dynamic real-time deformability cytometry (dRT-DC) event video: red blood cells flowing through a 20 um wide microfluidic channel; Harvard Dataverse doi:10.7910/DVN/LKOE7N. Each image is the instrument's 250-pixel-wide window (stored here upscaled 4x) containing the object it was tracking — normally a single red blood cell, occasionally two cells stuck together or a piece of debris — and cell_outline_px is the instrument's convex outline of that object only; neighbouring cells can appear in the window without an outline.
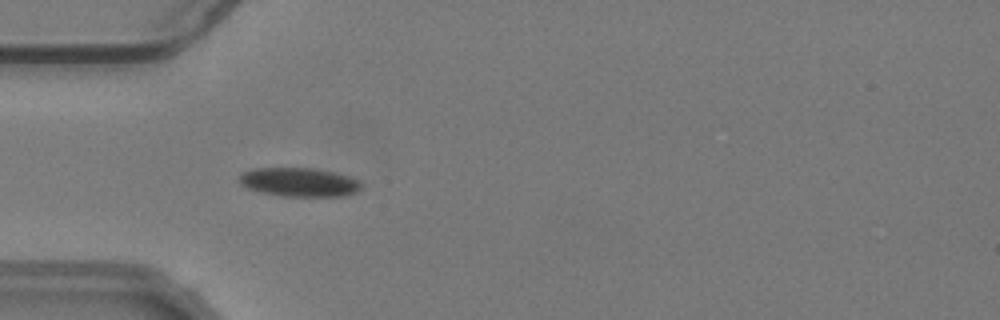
{"species": "common noctule bat (a hibernating species)", "species_latin": "Nyctalus noctula", "temperature_condition": "warm", "stored_images_in_passage": 36, "camera_frame_rate_fps": 3000, "um_per_image_px": 0.085, "animal": {"sex": "male", "body_mass_g": 19.2, "forearm_length_mm": 51.8}, "frame": {"image": 1, "passage_image": 5, "time_ms": 1.333, "image_size_px": [1000, 320], "cell_outline_px": [[360, 188], [356, 192], [340, 196], [280, 196], [248, 188], [240, 184], [240, 176], [244, 172], [252, 168], [312, 168], [336, 172], [360, 180]], "centroid_in_image_um": [25.44, 15.47], "position_along_channel_um": 59.6, "area_um2": 20.35}}
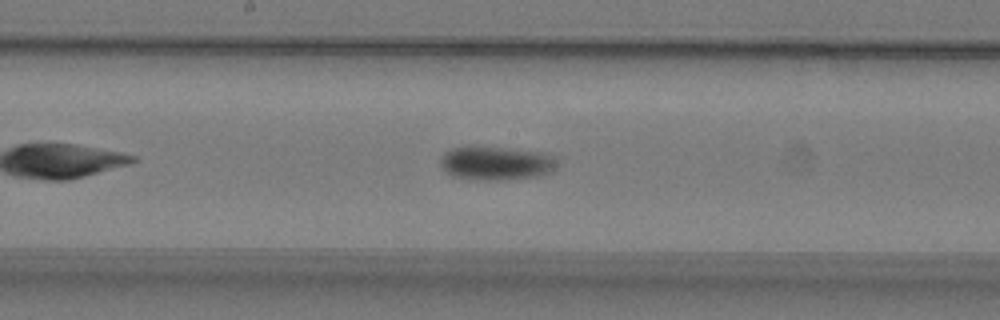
{"frame": {"image": 2, "passage_image": 17, "time_ms": 5.333, "image_size_px": [1000, 320], "cell_outline_px": [[556, 164], [552, 172], [536, 176], [504, 180], [480, 180], [452, 176], [440, 164], [440, 160], [444, 152], [452, 148], [472, 144], [544, 152], [556, 156]], "centroid_in_image_um": [42.16, 13.83], "position_along_channel_um": 206.0, "area_um2": 23.47}}
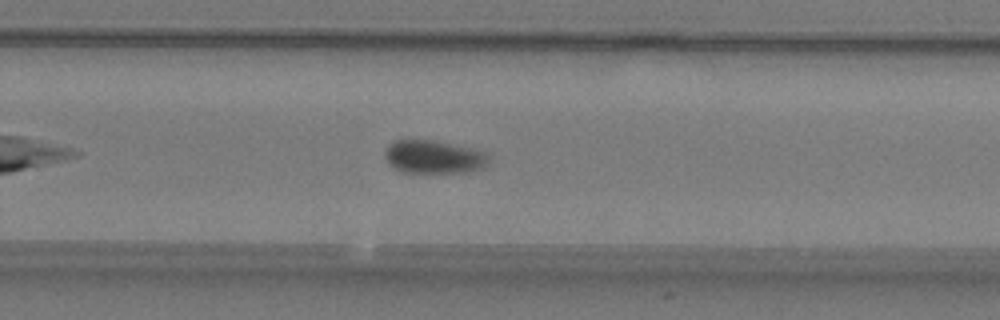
{"frame": {"image": 3, "passage_image": 24, "time_ms": 7.667, "image_size_px": [1000, 320], "cell_outline_px": [[492, 160], [484, 168], [468, 172], [400, 172], [388, 164], [384, 156], [384, 152], [388, 144], [392, 140], [432, 140], [472, 148], [488, 152]], "centroid_in_image_um": [36.89, 13.34], "position_along_channel_um": 292.9, "area_um2": 20.52}, "authors_computed_cell_mechanics": {"area_um2": 21.2704, "velocity_mm_per_s": 3.7344, "shape_relaxation_time_tau1_ms": 5.9462, "shape_relaxation_time_tau2_ms": 8.3749, "deformation_change_tau1": 0.1126, "deformation_change_tau2": 0.0698}}